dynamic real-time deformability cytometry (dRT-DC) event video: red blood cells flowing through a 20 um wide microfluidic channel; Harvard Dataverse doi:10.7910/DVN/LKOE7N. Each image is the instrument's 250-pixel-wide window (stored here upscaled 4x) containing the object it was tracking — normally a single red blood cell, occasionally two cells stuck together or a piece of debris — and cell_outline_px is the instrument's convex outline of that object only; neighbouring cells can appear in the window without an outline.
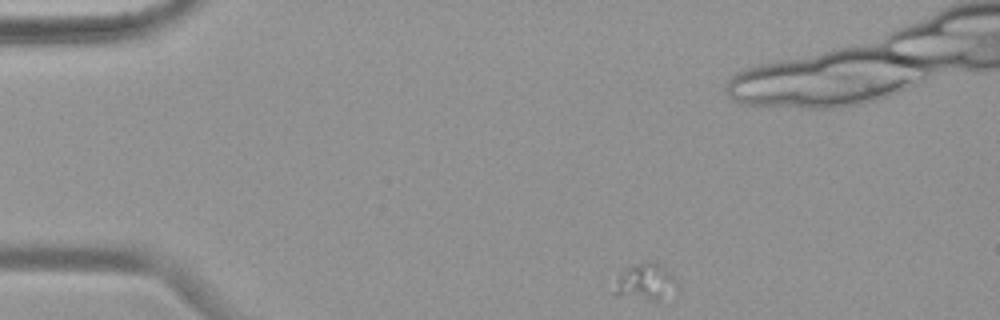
{"species": "common noctule bat (a hibernating species)", "species_latin": "Nyctalus noctula", "temperature_condition": "warm", "stored_images_in_passage": 48, "camera_frame_rate_fps": 3000, "um_per_image_px": 0.085, "animal": {"sex": "female", "body_mass_g": 19.9}, "frame": {"image": 1, "passage_image": 1, "time_ms": 0.0, "image_size_px": [1000, 320], "cell_outline_px": [[680, 288], [676, 296], [656, 304], [612, 292], [616, 280], [628, 268], [636, 264], [652, 260], [672, 272]], "centroid_in_image_um": [55.03, 24.05], "position_along_channel_um": 30.0, "area_um2": 14.22}}
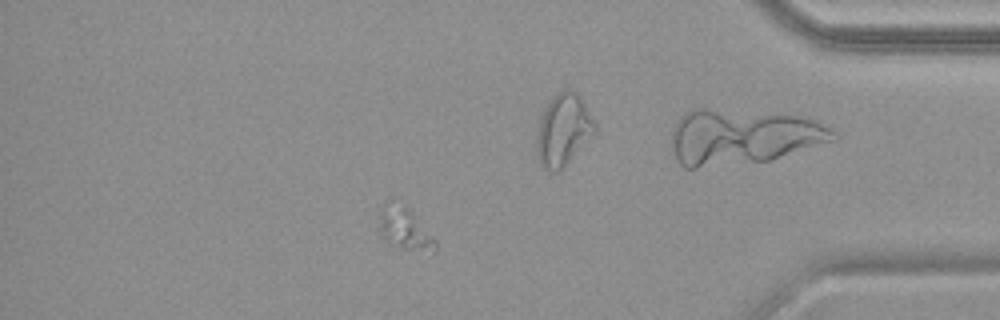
{"frame": {"image": 2, "passage_image": 40, "time_ms": 13.0, "image_size_px": [1000, 320], "cell_outline_px": [[436, 248], [404, 248], [388, 244], [384, 240], [380, 232], [380, 212], [384, 204], [388, 200], [408, 204], [436, 240]], "centroid_in_image_um": [34.35, 19.32], "position_along_channel_um": 400.9, "area_um2": 13.64}}